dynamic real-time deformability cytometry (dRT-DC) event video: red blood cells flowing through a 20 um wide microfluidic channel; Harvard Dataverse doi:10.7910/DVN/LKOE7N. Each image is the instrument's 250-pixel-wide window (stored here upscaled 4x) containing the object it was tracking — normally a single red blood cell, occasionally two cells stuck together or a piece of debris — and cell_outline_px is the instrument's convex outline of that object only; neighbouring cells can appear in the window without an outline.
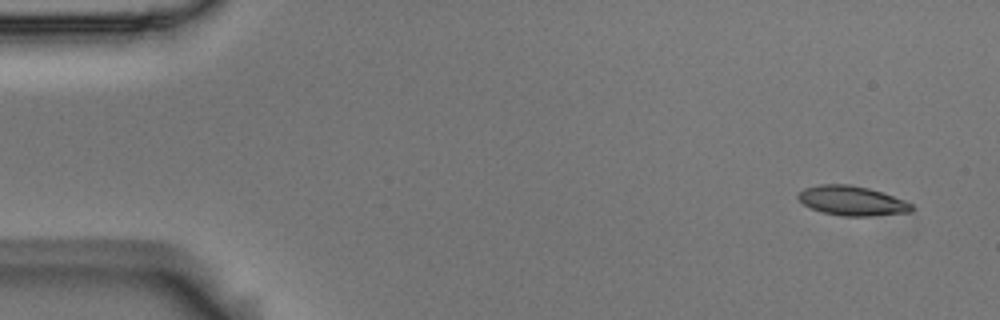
{"species": "Egyptian fruit bat (a non-hibernating species)", "species_latin": "Rousettus aegyptiacus", "temperature_condition": "room temperature", "stored_images_in_passage": 5, "camera_frame_rate_fps": 3000, "um_per_image_px": 0.085, "animal": {"sex": "male"}, "frame": {"image": 1, "passage_image": 1, "time_ms": 0.0, "image_size_px": [1000, 320], "cell_outline_px": [[912, 212], [868, 216], [844, 216], [824, 212], [812, 208], [804, 204], [796, 196], [804, 188], [820, 184], [848, 184], [868, 188], [904, 200], [912, 204]], "centroid_in_image_um": [72.41, 17.06], "position_along_channel_um": 12.6, "area_um2": 19.25}}
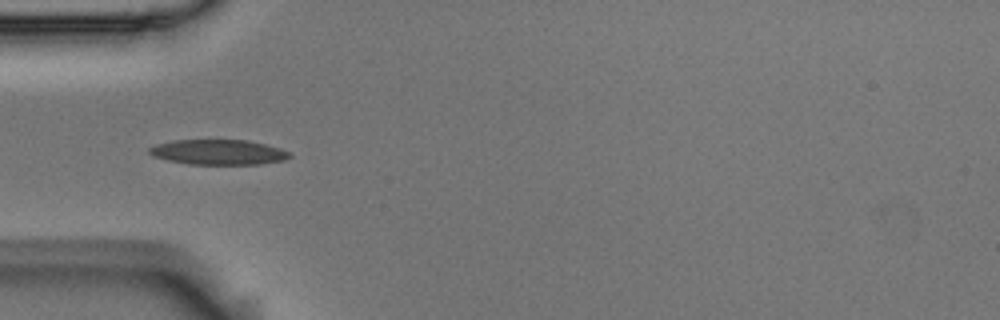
{"frame": {"image": 2, "passage_image": 5, "time_ms": 1.333, "image_size_px": [1000, 320], "cell_outline_px": [[292, 156], [284, 160], [260, 164], [188, 164], [168, 160], [152, 156], [148, 152], [148, 148], [156, 144], [172, 140], [248, 140], [280, 148], [292, 152]], "centroid_in_image_um": [18.56, 12.93], "position_along_channel_um": 66.4, "area_um2": 20.63}}